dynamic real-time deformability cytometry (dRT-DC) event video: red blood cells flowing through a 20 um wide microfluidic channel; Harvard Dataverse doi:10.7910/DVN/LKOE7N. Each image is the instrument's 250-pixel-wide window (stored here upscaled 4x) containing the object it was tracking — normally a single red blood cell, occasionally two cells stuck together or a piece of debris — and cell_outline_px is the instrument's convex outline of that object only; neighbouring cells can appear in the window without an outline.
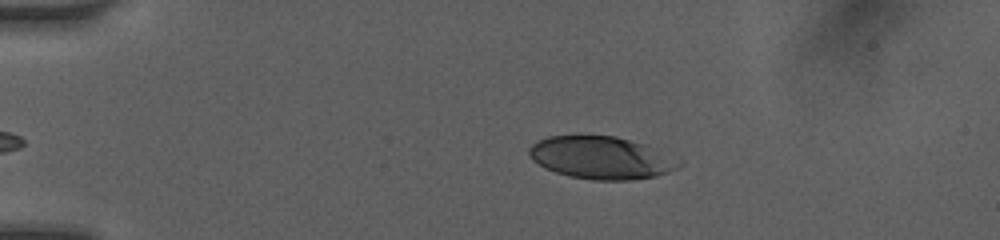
{"species": "human", "species_latin": "Homo sapiens", "temperature_condition": "room temperature", "stored_images_in_passage": 8, "camera_frame_rate_fps": 3000, "um_per_image_px": 0.085, "donor": {"sex": "female"}, "frame": {"image": 1, "passage_image": 2, "time_ms": 0.333, "image_size_px": [1000, 240], "cell_outline_px": [[684, 164], [680, 168], [656, 176], [632, 180], [592, 180], [568, 176], [544, 168], [532, 160], [528, 156], [528, 148], [532, 144], [548, 136], [576, 132], [580, 132], [616, 136], [644, 144], [684, 160]], "centroid_in_image_um": [51.1, 13.37], "position_along_channel_um": 33.9, "area_um2": 38.55}}
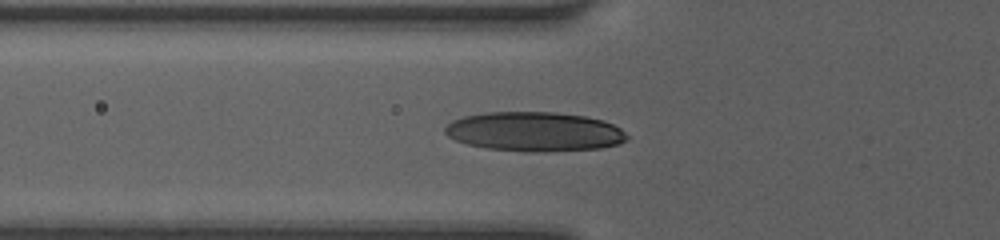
{"frame": {"image": 2, "passage_image": 7, "time_ms": 3.0, "image_size_px": [1000, 240], "cell_outline_px": [[628, 140], [620, 144], [600, 148], [536, 152], [524, 152], [488, 148], [468, 144], [456, 140], [448, 136], [444, 132], [444, 128], [452, 120], [464, 116], [484, 112], [556, 112], [588, 116], [604, 120], [620, 128], [628, 136]], "centroid_in_image_um": [45.45, 11.18], "position_along_channel_um": 80.4, "area_um2": 42.02}}